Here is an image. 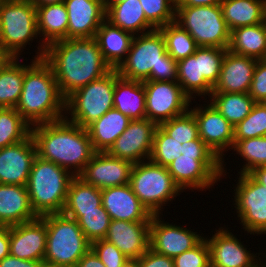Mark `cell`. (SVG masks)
Listing matches in <instances>:
<instances>
[{
    "mask_svg": "<svg viewBox=\"0 0 266 267\" xmlns=\"http://www.w3.org/2000/svg\"><path fill=\"white\" fill-rule=\"evenodd\" d=\"M53 69L66 100L76 90L112 70L93 38H68L49 44L43 58Z\"/></svg>",
    "mask_w": 266,
    "mask_h": 267,
    "instance_id": "cell-1",
    "label": "cell"
},
{
    "mask_svg": "<svg viewBox=\"0 0 266 267\" xmlns=\"http://www.w3.org/2000/svg\"><path fill=\"white\" fill-rule=\"evenodd\" d=\"M33 126L31 136L37 156L67 169L74 176L83 171L95 154L87 128L71 123L66 118Z\"/></svg>",
    "mask_w": 266,
    "mask_h": 267,
    "instance_id": "cell-2",
    "label": "cell"
},
{
    "mask_svg": "<svg viewBox=\"0 0 266 267\" xmlns=\"http://www.w3.org/2000/svg\"><path fill=\"white\" fill-rule=\"evenodd\" d=\"M15 108L31 126L65 118V99L52 67L44 59H37L25 71L21 97Z\"/></svg>",
    "mask_w": 266,
    "mask_h": 267,
    "instance_id": "cell-3",
    "label": "cell"
},
{
    "mask_svg": "<svg viewBox=\"0 0 266 267\" xmlns=\"http://www.w3.org/2000/svg\"><path fill=\"white\" fill-rule=\"evenodd\" d=\"M116 70L128 80L177 82V62L167 53L159 29L134 35L126 59Z\"/></svg>",
    "mask_w": 266,
    "mask_h": 267,
    "instance_id": "cell-4",
    "label": "cell"
},
{
    "mask_svg": "<svg viewBox=\"0 0 266 267\" xmlns=\"http://www.w3.org/2000/svg\"><path fill=\"white\" fill-rule=\"evenodd\" d=\"M167 169L181 191L208 190L222 177V161L200 138L179 145L178 156Z\"/></svg>",
    "mask_w": 266,
    "mask_h": 267,
    "instance_id": "cell-5",
    "label": "cell"
},
{
    "mask_svg": "<svg viewBox=\"0 0 266 267\" xmlns=\"http://www.w3.org/2000/svg\"><path fill=\"white\" fill-rule=\"evenodd\" d=\"M74 177L67 169L37 156L26 184L34 212L39 217L62 213L68 188Z\"/></svg>",
    "mask_w": 266,
    "mask_h": 267,
    "instance_id": "cell-6",
    "label": "cell"
},
{
    "mask_svg": "<svg viewBox=\"0 0 266 267\" xmlns=\"http://www.w3.org/2000/svg\"><path fill=\"white\" fill-rule=\"evenodd\" d=\"M47 227L46 252L43 261L60 266L75 265L91 249L78 222L63 213L41 216Z\"/></svg>",
    "mask_w": 266,
    "mask_h": 267,
    "instance_id": "cell-7",
    "label": "cell"
},
{
    "mask_svg": "<svg viewBox=\"0 0 266 267\" xmlns=\"http://www.w3.org/2000/svg\"><path fill=\"white\" fill-rule=\"evenodd\" d=\"M115 69L76 90L65 100V118L82 128L114 108ZM70 119V120H69Z\"/></svg>",
    "mask_w": 266,
    "mask_h": 267,
    "instance_id": "cell-8",
    "label": "cell"
},
{
    "mask_svg": "<svg viewBox=\"0 0 266 267\" xmlns=\"http://www.w3.org/2000/svg\"><path fill=\"white\" fill-rule=\"evenodd\" d=\"M147 162V163H146ZM133 165L129 185L152 215H160L163 206L181 193L167 167L150 159Z\"/></svg>",
    "mask_w": 266,
    "mask_h": 267,
    "instance_id": "cell-9",
    "label": "cell"
},
{
    "mask_svg": "<svg viewBox=\"0 0 266 267\" xmlns=\"http://www.w3.org/2000/svg\"><path fill=\"white\" fill-rule=\"evenodd\" d=\"M38 36L37 11L30 0L0 2V43L15 58Z\"/></svg>",
    "mask_w": 266,
    "mask_h": 267,
    "instance_id": "cell-10",
    "label": "cell"
},
{
    "mask_svg": "<svg viewBox=\"0 0 266 267\" xmlns=\"http://www.w3.org/2000/svg\"><path fill=\"white\" fill-rule=\"evenodd\" d=\"M175 22L192 36L198 47H229L231 32L220 5L176 7Z\"/></svg>",
    "mask_w": 266,
    "mask_h": 267,
    "instance_id": "cell-11",
    "label": "cell"
},
{
    "mask_svg": "<svg viewBox=\"0 0 266 267\" xmlns=\"http://www.w3.org/2000/svg\"><path fill=\"white\" fill-rule=\"evenodd\" d=\"M146 118L157 125L189 110L190 97L178 82L143 81Z\"/></svg>",
    "mask_w": 266,
    "mask_h": 267,
    "instance_id": "cell-12",
    "label": "cell"
},
{
    "mask_svg": "<svg viewBox=\"0 0 266 267\" xmlns=\"http://www.w3.org/2000/svg\"><path fill=\"white\" fill-rule=\"evenodd\" d=\"M238 179L234 205L243 229L253 235H266V187L249 173L240 174Z\"/></svg>",
    "mask_w": 266,
    "mask_h": 267,
    "instance_id": "cell-13",
    "label": "cell"
},
{
    "mask_svg": "<svg viewBox=\"0 0 266 267\" xmlns=\"http://www.w3.org/2000/svg\"><path fill=\"white\" fill-rule=\"evenodd\" d=\"M190 109L198 124L199 138L222 161L223 175V152L232 149L234 145V126L211 103L202 108L198 106Z\"/></svg>",
    "mask_w": 266,
    "mask_h": 267,
    "instance_id": "cell-14",
    "label": "cell"
},
{
    "mask_svg": "<svg viewBox=\"0 0 266 267\" xmlns=\"http://www.w3.org/2000/svg\"><path fill=\"white\" fill-rule=\"evenodd\" d=\"M157 124L147 118L131 120L107 153L133 164L149 160Z\"/></svg>",
    "mask_w": 266,
    "mask_h": 267,
    "instance_id": "cell-15",
    "label": "cell"
},
{
    "mask_svg": "<svg viewBox=\"0 0 266 267\" xmlns=\"http://www.w3.org/2000/svg\"><path fill=\"white\" fill-rule=\"evenodd\" d=\"M133 165L107 152H95L78 177L98 189L126 185L130 182Z\"/></svg>",
    "mask_w": 266,
    "mask_h": 267,
    "instance_id": "cell-16",
    "label": "cell"
},
{
    "mask_svg": "<svg viewBox=\"0 0 266 267\" xmlns=\"http://www.w3.org/2000/svg\"><path fill=\"white\" fill-rule=\"evenodd\" d=\"M152 215L150 221L149 248L161 255L175 258L196 246L204 237L192 230L175 226Z\"/></svg>",
    "mask_w": 266,
    "mask_h": 267,
    "instance_id": "cell-17",
    "label": "cell"
},
{
    "mask_svg": "<svg viewBox=\"0 0 266 267\" xmlns=\"http://www.w3.org/2000/svg\"><path fill=\"white\" fill-rule=\"evenodd\" d=\"M37 150L31 134L0 149V183L26 186Z\"/></svg>",
    "mask_w": 266,
    "mask_h": 267,
    "instance_id": "cell-18",
    "label": "cell"
},
{
    "mask_svg": "<svg viewBox=\"0 0 266 267\" xmlns=\"http://www.w3.org/2000/svg\"><path fill=\"white\" fill-rule=\"evenodd\" d=\"M206 241L210 248V267H260L263 264V259L248 251L232 232L223 227Z\"/></svg>",
    "mask_w": 266,
    "mask_h": 267,
    "instance_id": "cell-19",
    "label": "cell"
},
{
    "mask_svg": "<svg viewBox=\"0 0 266 267\" xmlns=\"http://www.w3.org/2000/svg\"><path fill=\"white\" fill-rule=\"evenodd\" d=\"M10 254L22 260L43 261L47 227L42 217L9 226Z\"/></svg>",
    "mask_w": 266,
    "mask_h": 267,
    "instance_id": "cell-20",
    "label": "cell"
},
{
    "mask_svg": "<svg viewBox=\"0 0 266 267\" xmlns=\"http://www.w3.org/2000/svg\"><path fill=\"white\" fill-rule=\"evenodd\" d=\"M68 38H93L105 20L104 0H65Z\"/></svg>",
    "mask_w": 266,
    "mask_h": 267,
    "instance_id": "cell-21",
    "label": "cell"
},
{
    "mask_svg": "<svg viewBox=\"0 0 266 267\" xmlns=\"http://www.w3.org/2000/svg\"><path fill=\"white\" fill-rule=\"evenodd\" d=\"M102 205L111 220L150 222L152 214L134 194L129 184L101 189Z\"/></svg>",
    "mask_w": 266,
    "mask_h": 267,
    "instance_id": "cell-22",
    "label": "cell"
},
{
    "mask_svg": "<svg viewBox=\"0 0 266 267\" xmlns=\"http://www.w3.org/2000/svg\"><path fill=\"white\" fill-rule=\"evenodd\" d=\"M150 222L111 220L104 238L128 259H138L149 249Z\"/></svg>",
    "mask_w": 266,
    "mask_h": 267,
    "instance_id": "cell-23",
    "label": "cell"
},
{
    "mask_svg": "<svg viewBox=\"0 0 266 267\" xmlns=\"http://www.w3.org/2000/svg\"><path fill=\"white\" fill-rule=\"evenodd\" d=\"M257 61L228 50L212 92L249 93Z\"/></svg>",
    "mask_w": 266,
    "mask_h": 267,
    "instance_id": "cell-24",
    "label": "cell"
},
{
    "mask_svg": "<svg viewBox=\"0 0 266 267\" xmlns=\"http://www.w3.org/2000/svg\"><path fill=\"white\" fill-rule=\"evenodd\" d=\"M38 217L26 186L0 183V226L18 225Z\"/></svg>",
    "mask_w": 266,
    "mask_h": 267,
    "instance_id": "cell-25",
    "label": "cell"
},
{
    "mask_svg": "<svg viewBox=\"0 0 266 267\" xmlns=\"http://www.w3.org/2000/svg\"><path fill=\"white\" fill-rule=\"evenodd\" d=\"M36 11L39 37L43 36V42L35 59H43L49 44L67 39L68 13L64 2L39 6Z\"/></svg>",
    "mask_w": 266,
    "mask_h": 267,
    "instance_id": "cell-26",
    "label": "cell"
},
{
    "mask_svg": "<svg viewBox=\"0 0 266 267\" xmlns=\"http://www.w3.org/2000/svg\"><path fill=\"white\" fill-rule=\"evenodd\" d=\"M113 104L115 109L131 120L145 119L146 106L143 81L122 78L115 69Z\"/></svg>",
    "mask_w": 266,
    "mask_h": 267,
    "instance_id": "cell-27",
    "label": "cell"
},
{
    "mask_svg": "<svg viewBox=\"0 0 266 267\" xmlns=\"http://www.w3.org/2000/svg\"><path fill=\"white\" fill-rule=\"evenodd\" d=\"M133 37L134 35L130 32L114 26L105 19L94 38L98 43L105 61L112 69H117L126 59Z\"/></svg>",
    "mask_w": 266,
    "mask_h": 267,
    "instance_id": "cell-28",
    "label": "cell"
},
{
    "mask_svg": "<svg viewBox=\"0 0 266 267\" xmlns=\"http://www.w3.org/2000/svg\"><path fill=\"white\" fill-rule=\"evenodd\" d=\"M105 9V19L107 21L133 35L148 33L156 29L146 19L139 0H128L121 3H105Z\"/></svg>",
    "mask_w": 266,
    "mask_h": 267,
    "instance_id": "cell-29",
    "label": "cell"
},
{
    "mask_svg": "<svg viewBox=\"0 0 266 267\" xmlns=\"http://www.w3.org/2000/svg\"><path fill=\"white\" fill-rule=\"evenodd\" d=\"M130 118L112 108L87 127L95 152H107L126 130Z\"/></svg>",
    "mask_w": 266,
    "mask_h": 267,
    "instance_id": "cell-30",
    "label": "cell"
},
{
    "mask_svg": "<svg viewBox=\"0 0 266 267\" xmlns=\"http://www.w3.org/2000/svg\"><path fill=\"white\" fill-rule=\"evenodd\" d=\"M220 6L230 32L264 22L266 0H223Z\"/></svg>",
    "mask_w": 266,
    "mask_h": 267,
    "instance_id": "cell-31",
    "label": "cell"
},
{
    "mask_svg": "<svg viewBox=\"0 0 266 267\" xmlns=\"http://www.w3.org/2000/svg\"><path fill=\"white\" fill-rule=\"evenodd\" d=\"M228 50L234 54L257 60L266 59V29L264 22L232 30Z\"/></svg>",
    "mask_w": 266,
    "mask_h": 267,
    "instance_id": "cell-32",
    "label": "cell"
},
{
    "mask_svg": "<svg viewBox=\"0 0 266 267\" xmlns=\"http://www.w3.org/2000/svg\"><path fill=\"white\" fill-rule=\"evenodd\" d=\"M32 59L30 65L19 63L14 58L0 70V108H15L20 100L25 71L36 61Z\"/></svg>",
    "mask_w": 266,
    "mask_h": 267,
    "instance_id": "cell-33",
    "label": "cell"
},
{
    "mask_svg": "<svg viewBox=\"0 0 266 267\" xmlns=\"http://www.w3.org/2000/svg\"><path fill=\"white\" fill-rule=\"evenodd\" d=\"M209 97L211 104L233 126L247 117L256 104L249 93L212 92Z\"/></svg>",
    "mask_w": 266,
    "mask_h": 267,
    "instance_id": "cell-34",
    "label": "cell"
},
{
    "mask_svg": "<svg viewBox=\"0 0 266 267\" xmlns=\"http://www.w3.org/2000/svg\"><path fill=\"white\" fill-rule=\"evenodd\" d=\"M177 82L190 99L194 98L195 93L196 96H209L212 93L213 86L204 76H200L199 47L193 55L177 62Z\"/></svg>",
    "mask_w": 266,
    "mask_h": 267,
    "instance_id": "cell-35",
    "label": "cell"
},
{
    "mask_svg": "<svg viewBox=\"0 0 266 267\" xmlns=\"http://www.w3.org/2000/svg\"><path fill=\"white\" fill-rule=\"evenodd\" d=\"M102 205L101 189L75 176L69 185L62 212H90Z\"/></svg>",
    "mask_w": 266,
    "mask_h": 267,
    "instance_id": "cell-36",
    "label": "cell"
},
{
    "mask_svg": "<svg viewBox=\"0 0 266 267\" xmlns=\"http://www.w3.org/2000/svg\"><path fill=\"white\" fill-rule=\"evenodd\" d=\"M31 125L16 108H0V149L25 140Z\"/></svg>",
    "mask_w": 266,
    "mask_h": 267,
    "instance_id": "cell-37",
    "label": "cell"
},
{
    "mask_svg": "<svg viewBox=\"0 0 266 267\" xmlns=\"http://www.w3.org/2000/svg\"><path fill=\"white\" fill-rule=\"evenodd\" d=\"M164 36L167 53L176 61L193 55L198 48L192 36L175 21L159 28Z\"/></svg>",
    "mask_w": 266,
    "mask_h": 267,
    "instance_id": "cell-38",
    "label": "cell"
},
{
    "mask_svg": "<svg viewBox=\"0 0 266 267\" xmlns=\"http://www.w3.org/2000/svg\"><path fill=\"white\" fill-rule=\"evenodd\" d=\"M78 222L85 237L92 243L93 241L104 239L111 222L110 215L103 208L90 212H62Z\"/></svg>",
    "mask_w": 266,
    "mask_h": 267,
    "instance_id": "cell-39",
    "label": "cell"
},
{
    "mask_svg": "<svg viewBox=\"0 0 266 267\" xmlns=\"http://www.w3.org/2000/svg\"><path fill=\"white\" fill-rule=\"evenodd\" d=\"M232 149L247 162L239 174H248L256 167L266 166V136L234 140Z\"/></svg>",
    "mask_w": 266,
    "mask_h": 267,
    "instance_id": "cell-40",
    "label": "cell"
},
{
    "mask_svg": "<svg viewBox=\"0 0 266 267\" xmlns=\"http://www.w3.org/2000/svg\"><path fill=\"white\" fill-rule=\"evenodd\" d=\"M159 126L180 144L199 138L198 124L190 110L171 120L162 122Z\"/></svg>",
    "mask_w": 266,
    "mask_h": 267,
    "instance_id": "cell-41",
    "label": "cell"
},
{
    "mask_svg": "<svg viewBox=\"0 0 266 267\" xmlns=\"http://www.w3.org/2000/svg\"><path fill=\"white\" fill-rule=\"evenodd\" d=\"M266 136V105L256 103L251 112L234 126V140Z\"/></svg>",
    "mask_w": 266,
    "mask_h": 267,
    "instance_id": "cell-42",
    "label": "cell"
},
{
    "mask_svg": "<svg viewBox=\"0 0 266 267\" xmlns=\"http://www.w3.org/2000/svg\"><path fill=\"white\" fill-rule=\"evenodd\" d=\"M179 145L182 144L170 137L158 125L154 133L153 147L149 159L155 164L167 167L177 158Z\"/></svg>",
    "mask_w": 266,
    "mask_h": 267,
    "instance_id": "cell-43",
    "label": "cell"
},
{
    "mask_svg": "<svg viewBox=\"0 0 266 267\" xmlns=\"http://www.w3.org/2000/svg\"><path fill=\"white\" fill-rule=\"evenodd\" d=\"M228 48L199 47L200 76L214 87L217 83Z\"/></svg>",
    "mask_w": 266,
    "mask_h": 267,
    "instance_id": "cell-44",
    "label": "cell"
},
{
    "mask_svg": "<svg viewBox=\"0 0 266 267\" xmlns=\"http://www.w3.org/2000/svg\"><path fill=\"white\" fill-rule=\"evenodd\" d=\"M146 19L159 29L175 21L176 0H139Z\"/></svg>",
    "mask_w": 266,
    "mask_h": 267,
    "instance_id": "cell-45",
    "label": "cell"
},
{
    "mask_svg": "<svg viewBox=\"0 0 266 267\" xmlns=\"http://www.w3.org/2000/svg\"><path fill=\"white\" fill-rule=\"evenodd\" d=\"M174 267H210V248L204 237L196 246L173 258Z\"/></svg>",
    "mask_w": 266,
    "mask_h": 267,
    "instance_id": "cell-46",
    "label": "cell"
},
{
    "mask_svg": "<svg viewBox=\"0 0 266 267\" xmlns=\"http://www.w3.org/2000/svg\"><path fill=\"white\" fill-rule=\"evenodd\" d=\"M91 249L106 267H122L128 260L114 244L105 239L93 241Z\"/></svg>",
    "mask_w": 266,
    "mask_h": 267,
    "instance_id": "cell-47",
    "label": "cell"
},
{
    "mask_svg": "<svg viewBox=\"0 0 266 267\" xmlns=\"http://www.w3.org/2000/svg\"><path fill=\"white\" fill-rule=\"evenodd\" d=\"M249 95L256 103H264L266 100V59L257 61Z\"/></svg>",
    "mask_w": 266,
    "mask_h": 267,
    "instance_id": "cell-48",
    "label": "cell"
},
{
    "mask_svg": "<svg viewBox=\"0 0 266 267\" xmlns=\"http://www.w3.org/2000/svg\"><path fill=\"white\" fill-rule=\"evenodd\" d=\"M137 260L140 267H174L173 258L156 253L150 248Z\"/></svg>",
    "mask_w": 266,
    "mask_h": 267,
    "instance_id": "cell-49",
    "label": "cell"
},
{
    "mask_svg": "<svg viewBox=\"0 0 266 267\" xmlns=\"http://www.w3.org/2000/svg\"><path fill=\"white\" fill-rule=\"evenodd\" d=\"M43 261L22 260L11 254L0 261V267H41Z\"/></svg>",
    "mask_w": 266,
    "mask_h": 267,
    "instance_id": "cell-50",
    "label": "cell"
},
{
    "mask_svg": "<svg viewBox=\"0 0 266 267\" xmlns=\"http://www.w3.org/2000/svg\"><path fill=\"white\" fill-rule=\"evenodd\" d=\"M77 264L79 267H106L92 249Z\"/></svg>",
    "mask_w": 266,
    "mask_h": 267,
    "instance_id": "cell-51",
    "label": "cell"
},
{
    "mask_svg": "<svg viewBox=\"0 0 266 267\" xmlns=\"http://www.w3.org/2000/svg\"><path fill=\"white\" fill-rule=\"evenodd\" d=\"M10 254L9 227L0 226V261Z\"/></svg>",
    "mask_w": 266,
    "mask_h": 267,
    "instance_id": "cell-52",
    "label": "cell"
},
{
    "mask_svg": "<svg viewBox=\"0 0 266 267\" xmlns=\"http://www.w3.org/2000/svg\"><path fill=\"white\" fill-rule=\"evenodd\" d=\"M223 0H176V7H201L220 5Z\"/></svg>",
    "mask_w": 266,
    "mask_h": 267,
    "instance_id": "cell-53",
    "label": "cell"
},
{
    "mask_svg": "<svg viewBox=\"0 0 266 267\" xmlns=\"http://www.w3.org/2000/svg\"><path fill=\"white\" fill-rule=\"evenodd\" d=\"M249 174L261 185L266 187V166L254 168Z\"/></svg>",
    "mask_w": 266,
    "mask_h": 267,
    "instance_id": "cell-54",
    "label": "cell"
},
{
    "mask_svg": "<svg viewBox=\"0 0 266 267\" xmlns=\"http://www.w3.org/2000/svg\"><path fill=\"white\" fill-rule=\"evenodd\" d=\"M15 57L0 43V70Z\"/></svg>",
    "mask_w": 266,
    "mask_h": 267,
    "instance_id": "cell-55",
    "label": "cell"
},
{
    "mask_svg": "<svg viewBox=\"0 0 266 267\" xmlns=\"http://www.w3.org/2000/svg\"><path fill=\"white\" fill-rule=\"evenodd\" d=\"M30 1L35 7H39L43 5L62 3L65 0H30Z\"/></svg>",
    "mask_w": 266,
    "mask_h": 267,
    "instance_id": "cell-56",
    "label": "cell"
},
{
    "mask_svg": "<svg viewBox=\"0 0 266 267\" xmlns=\"http://www.w3.org/2000/svg\"><path fill=\"white\" fill-rule=\"evenodd\" d=\"M122 267H140V264L137 259H128Z\"/></svg>",
    "mask_w": 266,
    "mask_h": 267,
    "instance_id": "cell-57",
    "label": "cell"
},
{
    "mask_svg": "<svg viewBox=\"0 0 266 267\" xmlns=\"http://www.w3.org/2000/svg\"><path fill=\"white\" fill-rule=\"evenodd\" d=\"M41 267H64V266H60L58 264H52V263H48L46 261H43Z\"/></svg>",
    "mask_w": 266,
    "mask_h": 267,
    "instance_id": "cell-58",
    "label": "cell"
},
{
    "mask_svg": "<svg viewBox=\"0 0 266 267\" xmlns=\"http://www.w3.org/2000/svg\"><path fill=\"white\" fill-rule=\"evenodd\" d=\"M105 3H121L128 0H104Z\"/></svg>",
    "mask_w": 266,
    "mask_h": 267,
    "instance_id": "cell-59",
    "label": "cell"
},
{
    "mask_svg": "<svg viewBox=\"0 0 266 267\" xmlns=\"http://www.w3.org/2000/svg\"><path fill=\"white\" fill-rule=\"evenodd\" d=\"M64 267H79L78 264L75 265H68V266H64Z\"/></svg>",
    "mask_w": 266,
    "mask_h": 267,
    "instance_id": "cell-60",
    "label": "cell"
},
{
    "mask_svg": "<svg viewBox=\"0 0 266 267\" xmlns=\"http://www.w3.org/2000/svg\"><path fill=\"white\" fill-rule=\"evenodd\" d=\"M264 26H265V29H266V14H265V17H264Z\"/></svg>",
    "mask_w": 266,
    "mask_h": 267,
    "instance_id": "cell-61",
    "label": "cell"
},
{
    "mask_svg": "<svg viewBox=\"0 0 266 267\" xmlns=\"http://www.w3.org/2000/svg\"><path fill=\"white\" fill-rule=\"evenodd\" d=\"M260 267H266V263L264 262V264H263V265H261Z\"/></svg>",
    "mask_w": 266,
    "mask_h": 267,
    "instance_id": "cell-62",
    "label": "cell"
}]
</instances>
